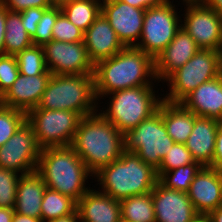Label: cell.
I'll use <instances>...</instances> for the list:
<instances>
[{
  "label": "cell",
  "instance_id": "cell-15",
  "mask_svg": "<svg viewBox=\"0 0 222 222\" xmlns=\"http://www.w3.org/2000/svg\"><path fill=\"white\" fill-rule=\"evenodd\" d=\"M151 194L155 222H193L199 216L187 192L167 188L157 181Z\"/></svg>",
  "mask_w": 222,
  "mask_h": 222
},
{
  "label": "cell",
  "instance_id": "cell-5",
  "mask_svg": "<svg viewBox=\"0 0 222 222\" xmlns=\"http://www.w3.org/2000/svg\"><path fill=\"white\" fill-rule=\"evenodd\" d=\"M98 104L93 74H52L40 103L34 109L69 110L83 117L97 112Z\"/></svg>",
  "mask_w": 222,
  "mask_h": 222
},
{
  "label": "cell",
  "instance_id": "cell-3",
  "mask_svg": "<svg viewBox=\"0 0 222 222\" xmlns=\"http://www.w3.org/2000/svg\"><path fill=\"white\" fill-rule=\"evenodd\" d=\"M36 172L47 188L70 196L76 202L90 189L86 180L94 176L71 145L41 149Z\"/></svg>",
  "mask_w": 222,
  "mask_h": 222
},
{
  "label": "cell",
  "instance_id": "cell-40",
  "mask_svg": "<svg viewBox=\"0 0 222 222\" xmlns=\"http://www.w3.org/2000/svg\"><path fill=\"white\" fill-rule=\"evenodd\" d=\"M135 8L147 9L152 6H157L165 3L167 0H120Z\"/></svg>",
  "mask_w": 222,
  "mask_h": 222
},
{
  "label": "cell",
  "instance_id": "cell-13",
  "mask_svg": "<svg viewBox=\"0 0 222 222\" xmlns=\"http://www.w3.org/2000/svg\"><path fill=\"white\" fill-rule=\"evenodd\" d=\"M47 69L53 75L93 74L84 42H61L51 40L43 46Z\"/></svg>",
  "mask_w": 222,
  "mask_h": 222
},
{
  "label": "cell",
  "instance_id": "cell-29",
  "mask_svg": "<svg viewBox=\"0 0 222 222\" xmlns=\"http://www.w3.org/2000/svg\"><path fill=\"white\" fill-rule=\"evenodd\" d=\"M201 167L202 165L199 162L194 161L191 164L180 166L174 170L156 173L158 181L163 186L177 191L188 192L190 184Z\"/></svg>",
  "mask_w": 222,
  "mask_h": 222
},
{
  "label": "cell",
  "instance_id": "cell-21",
  "mask_svg": "<svg viewBox=\"0 0 222 222\" xmlns=\"http://www.w3.org/2000/svg\"><path fill=\"white\" fill-rule=\"evenodd\" d=\"M80 222H122L120 201L101 192L89 189L77 202Z\"/></svg>",
  "mask_w": 222,
  "mask_h": 222
},
{
  "label": "cell",
  "instance_id": "cell-11",
  "mask_svg": "<svg viewBox=\"0 0 222 222\" xmlns=\"http://www.w3.org/2000/svg\"><path fill=\"white\" fill-rule=\"evenodd\" d=\"M183 28L200 49L222 51V18L203 1H184Z\"/></svg>",
  "mask_w": 222,
  "mask_h": 222
},
{
  "label": "cell",
  "instance_id": "cell-27",
  "mask_svg": "<svg viewBox=\"0 0 222 222\" xmlns=\"http://www.w3.org/2000/svg\"><path fill=\"white\" fill-rule=\"evenodd\" d=\"M122 222H155L151 192L120 200Z\"/></svg>",
  "mask_w": 222,
  "mask_h": 222
},
{
  "label": "cell",
  "instance_id": "cell-28",
  "mask_svg": "<svg viewBox=\"0 0 222 222\" xmlns=\"http://www.w3.org/2000/svg\"><path fill=\"white\" fill-rule=\"evenodd\" d=\"M77 208V202L70 196L46 188L41 204V219L47 222L72 214Z\"/></svg>",
  "mask_w": 222,
  "mask_h": 222
},
{
  "label": "cell",
  "instance_id": "cell-23",
  "mask_svg": "<svg viewBox=\"0 0 222 222\" xmlns=\"http://www.w3.org/2000/svg\"><path fill=\"white\" fill-rule=\"evenodd\" d=\"M47 186L35 171L21 175L17 184L14 212L34 218H41V204Z\"/></svg>",
  "mask_w": 222,
  "mask_h": 222
},
{
  "label": "cell",
  "instance_id": "cell-33",
  "mask_svg": "<svg viewBox=\"0 0 222 222\" xmlns=\"http://www.w3.org/2000/svg\"><path fill=\"white\" fill-rule=\"evenodd\" d=\"M195 160L192 158L190 151L186 148L185 144L174 143L171 149L161 160L159 168L156 172H167L193 163Z\"/></svg>",
  "mask_w": 222,
  "mask_h": 222
},
{
  "label": "cell",
  "instance_id": "cell-31",
  "mask_svg": "<svg viewBox=\"0 0 222 222\" xmlns=\"http://www.w3.org/2000/svg\"><path fill=\"white\" fill-rule=\"evenodd\" d=\"M26 121V113L0 103V147L3 146Z\"/></svg>",
  "mask_w": 222,
  "mask_h": 222
},
{
  "label": "cell",
  "instance_id": "cell-18",
  "mask_svg": "<svg viewBox=\"0 0 222 222\" xmlns=\"http://www.w3.org/2000/svg\"><path fill=\"white\" fill-rule=\"evenodd\" d=\"M200 48L183 29L177 32L168 46L155 58V76L159 83L189 61Z\"/></svg>",
  "mask_w": 222,
  "mask_h": 222
},
{
  "label": "cell",
  "instance_id": "cell-22",
  "mask_svg": "<svg viewBox=\"0 0 222 222\" xmlns=\"http://www.w3.org/2000/svg\"><path fill=\"white\" fill-rule=\"evenodd\" d=\"M218 120L196 117L192 133L185 142L192 158L202 166H209L213 162Z\"/></svg>",
  "mask_w": 222,
  "mask_h": 222
},
{
  "label": "cell",
  "instance_id": "cell-34",
  "mask_svg": "<svg viewBox=\"0 0 222 222\" xmlns=\"http://www.w3.org/2000/svg\"><path fill=\"white\" fill-rule=\"evenodd\" d=\"M61 12L60 7L50 6L47 8L42 18L39 20L35 35L31 38L33 45L43 46L53 40L52 31L56 19Z\"/></svg>",
  "mask_w": 222,
  "mask_h": 222
},
{
  "label": "cell",
  "instance_id": "cell-44",
  "mask_svg": "<svg viewBox=\"0 0 222 222\" xmlns=\"http://www.w3.org/2000/svg\"><path fill=\"white\" fill-rule=\"evenodd\" d=\"M12 222H43V220L41 218H34L14 212Z\"/></svg>",
  "mask_w": 222,
  "mask_h": 222
},
{
  "label": "cell",
  "instance_id": "cell-30",
  "mask_svg": "<svg viewBox=\"0 0 222 222\" xmlns=\"http://www.w3.org/2000/svg\"><path fill=\"white\" fill-rule=\"evenodd\" d=\"M19 72L22 75L35 76L44 74L48 69L42 46L32 45L16 55Z\"/></svg>",
  "mask_w": 222,
  "mask_h": 222
},
{
  "label": "cell",
  "instance_id": "cell-16",
  "mask_svg": "<svg viewBox=\"0 0 222 222\" xmlns=\"http://www.w3.org/2000/svg\"><path fill=\"white\" fill-rule=\"evenodd\" d=\"M196 212L207 216L222 205L221 170L202 166L187 192Z\"/></svg>",
  "mask_w": 222,
  "mask_h": 222
},
{
  "label": "cell",
  "instance_id": "cell-4",
  "mask_svg": "<svg viewBox=\"0 0 222 222\" xmlns=\"http://www.w3.org/2000/svg\"><path fill=\"white\" fill-rule=\"evenodd\" d=\"M94 178L101 192L115 200L149 193L158 181L156 170L136 153L124 151L121 157L103 166Z\"/></svg>",
  "mask_w": 222,
  "mask_h": 222
},
{
  "label": "cell",
  "instance_id": "cell-41",
  "mask_svg": "<svg viewBox=\"0 0 222 222\" xmlns=\"http://www.w3.org/2000/svg\"><path fill=\"white\" fill-rule=\"evenodd\" d=\"M7 9L0 3V54H4V35Z\"/></svg>",
  "mask_w": 222,
  "mask_h": 222
},
{
  "label": "cell",
  "instance_id": "cell-48",
  "mask_svg": "<svg viewBox=\"0 0 222 222\" xmlns=\"http://www.w3.org/2000/svg\"><path fill=\"white\" fill-rule=\"evenodd\" d=\"M193 222H211V220L204 215H199Z\"/></svg>",
  "mask_w": 222,
  "mask_h": 222
},
{
  "label": "cell",
  "instance_id": "cell-1",
  "mask_svg": "<svg viewBox=\"0 0 222 222\" xmlns=\"http://www.w3.org/2000/svg\"><path fill=\"white\" fill-rule=\"evenodd\" d=\"M156 81L154 59L135 47H125L94 66L95 96L99 102L114 91L153 86Z\"/></svg>",
  "mask_w": 222,
  "mask_h": 222
},
{
  "label": "cell",
  "instance_id": "cell-2",
  "mask_svg": "<svg viewBox=\"0 0 222 222\" xmlns=\"http://www.w3.org/2000/svg\"><path fill=\"white\" fill-rule=\"evenodd\" d=\"M71 146L93 175L125 151L124 135L99 111L82 117Z\"/></svg>",
  "mask_w": 222,
  "mask_h": 222
},
{
  "label": "cell",
  "instance_id": "cell-24",
  "mask_svg": "<svg viewBox=\"0 0 222 222\" xmlns=\"http://www.w3.org/2000/svg\"><path fill=\"white\" fill-rule=\"evenodd\" d=\"M158 110L162 114L168 135L175 143L185 144L192 133L197 116L181 103H171L165 100L161 101Z\"/></svg>",
  "mask_w": 222,
  "mask_h": 222
},
{
  "label": "cell",
  "instance_id": "cell-37",
  "mask_svg": "<svg viewBox=\"0 0 222 222\" xmlns=\"http://www.w3.org/2000/svg\"><path fill=\"white\" fill-rule=\"evenodd\" d=\"M0 3L11 12H22L28 8H49V0H0Z\"/></svg>",
  "mask_w": 222,
  "mask_h": 222
},
{
  "label": "cell",
  "instance_id": "cell-38",
  "mask_svg": "<svg viewBox=\"0 0 222 222\" xmlns=\"http://www.w3.org/2000/svg\"><path fill=\"white\" fill-rule=\"evenodd\" d=\"M47 8H28L20 12L22 24L28 35L32 38L36 33V28L39 20L42 18L44 11Z\"/></svg>",
  "mask_w": 222,
  "mask_h": 222
},
{
  "label": "cell",
  "instance_id": "cell-10",
  "mask_svg": "<svg viewBox=\"0 0 222 222\" xmlns=\"http://www.w3.org/2000/svg\"><path fill=\"white\" fill-rule=\"evenodd\" d=\"M82 116L69 110L32 109L26 121L33 127L38 146H70Z\"/></svg>",
  "mask_w": 222,
  "mask_h": 222
},
{
  "label": "cell",
  "instance_id": "cell-45",
  "mask_svg": "<svg viewBox=\"0 0 222 222\" xmlns=\"http://www.w3.org/2000/svg\"><path fill=\"white\" fill-rule=\"evenodd\" d=\"M207 6L212 7L222 18V0H202Z\"/></svg>",
  "mask_w": 222,
  "mask_h": 222
},
{
  "label": "cell",
  "instance_id": "cell-36",
  "mask_svg": "<svg viewBox=\"0 0 222 222\" xmlns=\"http://www.w3.org/2000/svg\"><path fill=\"white\" fill-rule=\"evenodd\" d=\"M19 74L16 56L0 54V98L13 85Z\"/></svg>",
  "mask_w": 222,
  "mask_h": 222
},
{
  "label": "cell",
  "instance_id": "cell-19",
  "mask_svg": "<svg viewBox=\"0 0 222 222\" xmlns=\"http://www.w3.org/2000/svg\"><path fill=\"white\" fill-rule=\"evenodd\" d=\"M83 42L87 49L88 57L94 66L125 48L102 13L84 32Z\"/></svg>",
  "mask_w": 222,
  "mask_h": 222
},
{
  "label": "cell",
  "instance_id": "cell-14",
  "mask_svg": "<svg viewBox=\"0 0 222 222\" xmlns=\"http://www.w3.org/2000/svg\"><path fill=\"white\" fill-rule=\"evenodd\" d=\"M101 13L125 47H135L138 44L145 9L132 7L120 0H102Z\"/></svg>",
  "mask_w": 222,
  "mask_h": 222
},
{
  "label": "cell",
  "instance_id": "cell-39",
  "mask_svg": "<svg viewBox=\"0 0 222 222\" xmlns=\"http://www.w3.org/2000/svg\"><path fill=\"white\" fill-rule=\"evenodd\" d=\"M209 166L222 170V121L218 125L213 162Z\"/></svg>",
  "mask_w": 222,
  "mask_h": 222
},
{
  "label": "cell",
  "instance_id": "cell-47",
  "mask_svg": "<svg viewBox=\"0 0 222 222\" xmlns=\"http://www.w3.org/2000/svg\"><path fill=\"white\" fill-rule=\"evenodd\" d=\"M71 1L72 0H49L50 6L60 7V8Z\"/></svg>",
  "mask_w": 222,
  "mask_h": 222
},
{
  "label": "cell",
  "instance_id": "cell-35",
  "mask_svg": "<svg viewBox=\"0 0 222 222\" xmlns=\"http://www.w3.org/2000/svg\"><path fill=\"white\" fill-rule=\"evenodd\" d=\"M53 40L61 42H83L84 32L71 23L61 11L52 31Z\"/></svg>",
  "mask_w": 222,
  "mask_h": 222
},
{
  "label": "cell",
  "instance_id": "cell-20",
  "mask_svg": "<svg viewBox=\"0 0 222 222\" xmlns=\"http://www.w3.org/2000/svg\"><path fill=\"white\" fill-rule=\"evenodd\" d=\"M180 103L198 117L222 121V73L199 85Z\"/></svg>",
  "mask_w": 222,
  "mask_h": 222
},
{
  "label": "cell",
  "instance_id": "cell-12",
  "mask_svg": "<svg viewBox=\"0 0 222 222\" xmlns=\"http://www.w3.org/2000/svg\"><path fill=\"white\" fill-rule=\"evenodd\" d=\"M41 148L33 127L25 121L12 137L0 147V167L20 175L35 172Z\"/></svg>",
  "mask_w": 222,
  "mask_h": 222
},
{
  "label": "cell",
  "instance_id": "cell-25",
  "mask_svg": "<svg viewBox=\"0 0 222 222\" xmlns=\"http://www.w3.org/2000/svg\"><path fill=\"white\" fill-rule=\"evenodd\" d=\"M5 27L4 54L16 56L33 45L22 24L20 13L7 10Z\"/></svg>",
  "mask_w": 222,
  "mask_h": 222
},
{
  "label": "cell",
  "instance_id": "cell-46",
  "mask_svg": "<svg viewBox=\"0 0 222 222\" xmlns=\"http://www.w3.org/2000/svg\"><path fill=\"white\" fill-rule=\"evenodd\" d=\"M207 217L211 220V222H222V205L211 211Z\"/></svg>",
  "mask_w": 222,
  "mask_h": 222
},
{
  "label": "cell",
  "instance_id": "cell-9",
  "mask_svg": "<svg viewBox=\"0 0 222 222\" xmlns=\"http://www.w3.org/2000/svg\"><path fill=\"white\" fill-rule=\"evenodd\" d=\"M170 0L145 10L140 40L135 48L155 58L168 46L181 28L180 11Z\"/></svg>",
  "mask_w": 222,
  "mask_h": 222
},
{
  "label": "cell",
  "instance_id": "cell-26",
  "mask_svg": "<svg viewBox=\"0 0 222 222\" xmlns=\"http://www.w3.org/2000/svg\"><path fill=\"white\" fill-rule=\"evenodd\" d=\"M102 0H72L61 11L76 27L85 32L101 14Z\"/></svg>",
  "mask_w": 222,
  "mask_h": 222
},
{
  "label": "cell",
  "instance_id": "cell-17",
  "mask_svg": "<svg viewBox=\"0 0 222 222\" xmlns=\"http://www.w3.org/2000/svg\"><path fill=\"white\" fill-rule=\"evenodd\" d=\"M51 76L49 70L35 76L19 74L13 85L0 98V103L27 114L40 103Z\"/></svg>",
  "mask_w": 222,
  "mask_h": 222
},
{
  "label": "cell",
  "instance_id": "cell-32",
  "mask_svg": "<svg viewBox=\"0 0 222 222\" xmlns=\"http://www.w3.org/2000/svg\"><path fill=\"white\" fill-rule=\"evenodd\" d=\"M20 173L0 167V207L14 208Z\"/></svg>",
  "mask_w": 222,
  "mask_h": 222
},
{
  "label": "cell",
  "instance_id": "cell-6",
  "mask_svg": "<svg viewBox=\"0 0 222 222\" xmlns=\"http://www.w3.org/2000/svg\"><path fill=\"white\" fill-rule=\"evenodd\" d=\"M153 88L134 87L105 95L110 96L109 106L100 113L124 135L158 111L163 98Z\"/></svg>",
  "mask_w": 222,
  "mask_h": 222
},
{
  "label": "cell",
  "instance_id": "cell-8",
  "mask_svg": "<svg viewBox=\"0 0 222 222\" xmlns=\"http://www.w3.org/2000/svg\"><path fill=\"white\" fill-rule=\"evenodd\" d=\"M125 151L136 153L155 170L175 143L168 135L162 114L158 110L134 129L124 134Z\"/></svg>",
  "mask_w": 222,
  "mask_h": 222
},
{
  "label": "cell",
  "instance_id": "cell-7",
  "mask_svg": "<svg viewBox=\"0 0 222 222\" xmlns=\"http://www.w3.org/2000/svg\"><path fill=\"white\" fill-rule=\"evenodd\" d=\"M222 73V51L199 49L182 67L174 71L164 82L169 93L163 94V100L180 103L199 85Z\"/></svg>",
  "mask_w": 222,
  "mask_h": 222
},
{
  "label": "cell",
  "instance_id": "cell-43",
  "mask_svg": "<svg viewBox=\"0 0 222 222\" xmlns=\"http://www.w3.org/2000/svg\"><path fill=\"white\" fill-rule=\"evenodd\" d=\"M47 222H80L79 214L77 209L67 216L59 217L57 219H53Z\"/></svg>",
  "mask_w": 222,
  "mask_h": 222
},
{
  "label": "cell",
  "instance_id": "cell-49",
  "mask_svg": "<svg viewBox=\"0 0 222 222\" xmlns=\"http://www.w3.org/2000/svg\"><path fill=\"white\" fill-rule=\"evenodd\" d=\"M183 2L184 1H202V0H182Z\"/></svg>",
  "mask_w": 222,
  "mask_h": 222
},
{
  "label": "cell",
  "instance_id": "cell-42",
  "mask_svg": "<svg viewBox=\"0 0 222 222\" xmlns=\"http://www.w3.org/2000/svg\"><path fill=\"white\" fill-rule=\"evenodd\" d=\"M14 217V208L0 207V222H12Z\"/></svg>",
  "mask_w": 222,
  "mask_h": 222
}]
</instances>
